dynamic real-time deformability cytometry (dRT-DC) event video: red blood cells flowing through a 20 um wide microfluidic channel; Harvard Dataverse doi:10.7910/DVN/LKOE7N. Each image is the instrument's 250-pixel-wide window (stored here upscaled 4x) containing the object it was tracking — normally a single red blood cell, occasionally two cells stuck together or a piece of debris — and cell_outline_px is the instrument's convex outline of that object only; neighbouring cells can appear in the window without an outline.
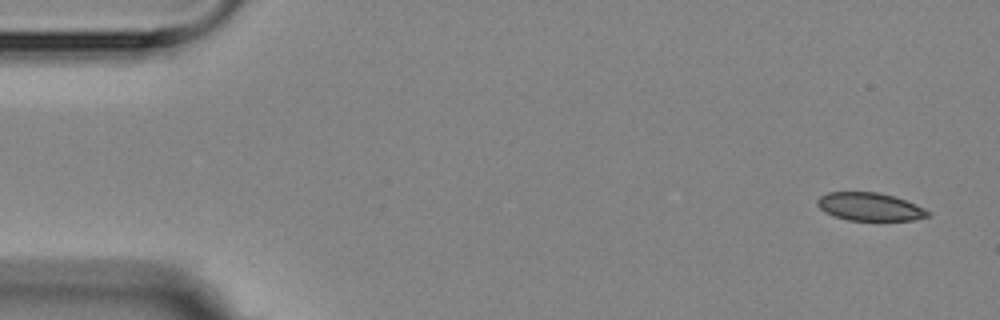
{"species": "Egyptian fruit bat (a non-hibernating species)", "species_latin": "Rousettus aegyptiacus", "temperature_condition": "room temperature", "stored_images_in_passage": 5, "camera_frame_rate_fps": 3000, "um_per_image_px": 0.085, "animal": {"sex": "female"}, "frame": {"image": 1, "passage_image": 1, "time_ms": 0.0, "image_size_px": [1000, 320], "cell_outline_px": [[932, 216], [912, 220], [848, 220], [824, 212], [816, 204], [816, 200], [820, 196], [828, 192], [880, 192], [916, 204], [932, 212]], "centroid_in_image_um": [73.95, 17.57], "position_along_channel_um": 11.1, "area_um2": 18.09}}
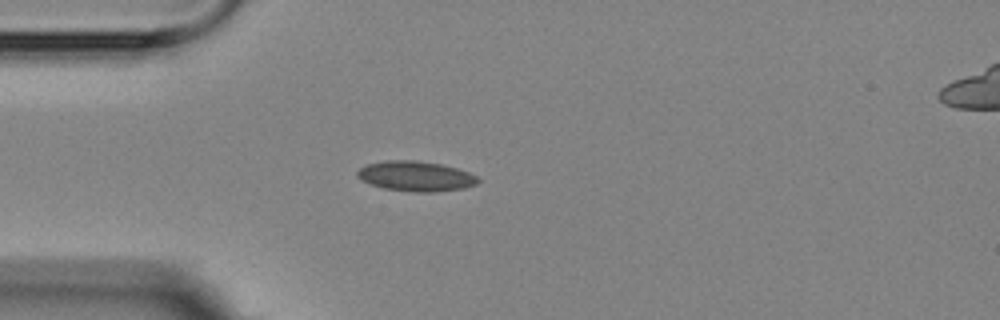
{"frame": {"image": 2, "passage_image": 4, "time_ms": 4.0, "image_size_px": [1000, 320], "cell_outline_px": [[480, 180], [476, 184], [464, 188], [432, 192], [412, 192], [384, 188], [360, 180], [356, 176], [356, 172], [360, 168], [368, 164], [384, 160], [416, 160], [440, 164], [456, 168], [468, 172], [476, 176]], "centroid_in_image_um": [35.31, 14.97], "position_along_channel_um": 49.7, "area_um2": 21.1}}